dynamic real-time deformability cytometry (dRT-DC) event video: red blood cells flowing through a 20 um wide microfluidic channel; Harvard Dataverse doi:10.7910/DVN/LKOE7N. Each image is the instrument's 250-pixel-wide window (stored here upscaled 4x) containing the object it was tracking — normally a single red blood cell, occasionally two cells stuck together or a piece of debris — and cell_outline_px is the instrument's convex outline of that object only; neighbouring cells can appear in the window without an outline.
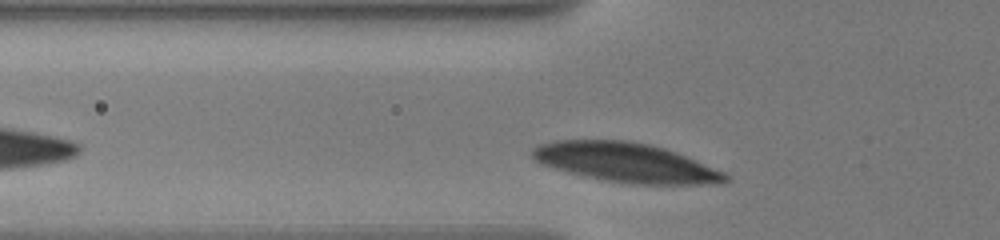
{"species": "human", "species_latin": "Homo sapiens", "temperature_condition": "warm", "stored_images_in_passage": 15, "camera_frame_rate_fps": 3000, "um_per_image_px": 0.085, "donor": {"sex": "male"}, "frame": {"image": 1, "passage_image": 2, "time_ms": 0.333, "image_size_px": [1000, 240], "cell_outline_px": [[728, 180], [720, 184], [636, 184], [608, 180], [568, 172], [540, 164], [532, 156], [532, 148], [540, 144], [556, 140], [624, 140], [648, 144], [664, 148], [676, 152], [724, 172], [728, 176]], "centroid_in_image_um": [53.2, 13.81], "position_along_channel_um": 72.6, "area_um2": 43.75}}
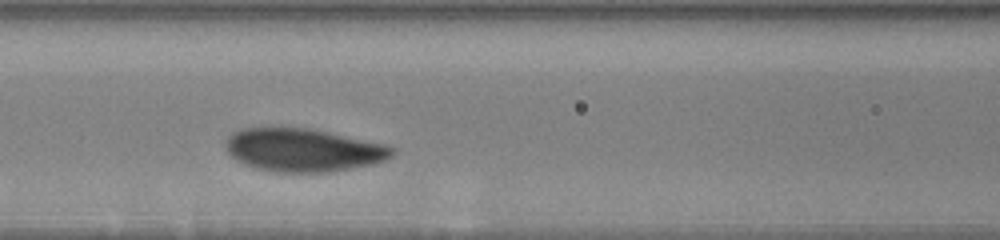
{"frame": {"image": 2, "passage_image": 9, "time_ms": 2.333, "image_size_px": [1000, 240], "cell_outline_px": [[396, 148], [392, 156], [384, 160], [372, 164], [332, 172], [272, 172], [256, 168], [236, 160], [228, 152], [224, 144], [228, 136], [232, 132], [240, 128], [308, 128], [384, 144]], "centroid_in_image_um": [25.74, 12.76], "position_along_channel_um": 140.9, "area_um2": 41.67}}
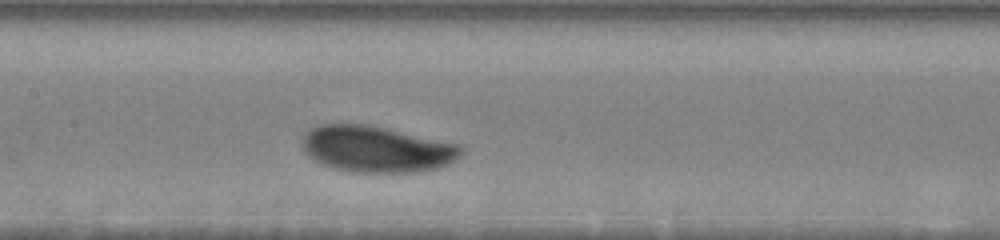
{"frame": {"image": 3, "passage_image": 13, "time_ms": 3.333, "image_size_px": [1000, 240], "cell_outline_px": [[464, 152], [456, 160], [440, 168], [408, 172], [352, 172], [332, 168], [312, 160], [308, 156], [304, 148], [304, 136], [308, 128], [320, 124], [364, 124], [388, 128], [460, 144], [464, 148]], "centroid_in_image_um": [32.03, 12.67], "position_along_channel_um": 175.4, "area_um2": 43.12}}